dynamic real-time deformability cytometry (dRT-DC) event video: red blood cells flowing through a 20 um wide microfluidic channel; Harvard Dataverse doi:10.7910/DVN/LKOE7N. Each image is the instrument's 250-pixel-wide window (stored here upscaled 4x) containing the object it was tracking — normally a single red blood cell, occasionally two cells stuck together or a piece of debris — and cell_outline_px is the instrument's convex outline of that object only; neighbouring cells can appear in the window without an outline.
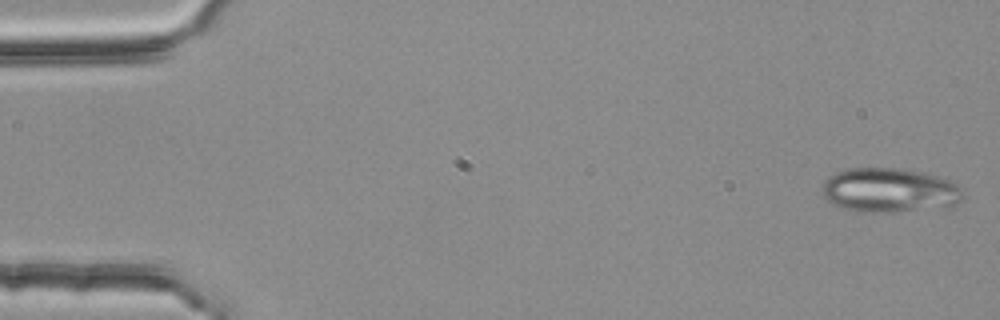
{"species": "common noctule bat (a hibernating species)", "species_latin": "Nyctalus noctula", "temperature_condition": "room temperature", "stored_images_in_passage": 5, "camera_frame_rate_fps": 3000, "um_per_image_px": 0.085, "animal": {"sex": "female", "body_mass_g": 25.1}, "frame": {"image": 1, "passage_image": 1, "time_ms": 0.0, "image_size_px": [1000, 320], "cell_outline_px": [[964, 196], [956, 204], [948, 208], [892, 212], [864, 212], [840, 208], [832, 204], [824, 196], [824, 180], [828, 176], [836, 172], [848, 168], [896, 168], [924, 172], [948, 180], [956, 184], [960, 188]], "centroid_in_image_um": [75.62, 16.18], "position_along_channel_um": 9.4, "area_um2": 36.65}}